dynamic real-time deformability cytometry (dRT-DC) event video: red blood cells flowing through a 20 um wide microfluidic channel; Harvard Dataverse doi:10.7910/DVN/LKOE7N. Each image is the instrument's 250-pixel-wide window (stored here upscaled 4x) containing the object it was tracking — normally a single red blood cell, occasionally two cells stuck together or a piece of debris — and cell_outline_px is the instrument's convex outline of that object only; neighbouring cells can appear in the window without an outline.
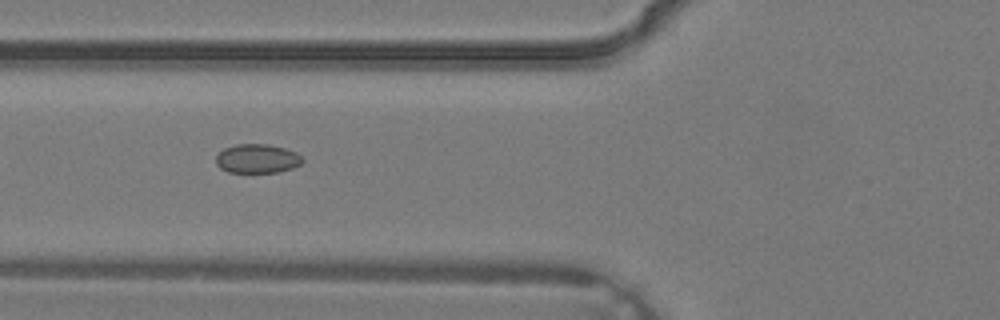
{"species": "common noctule bat (a hibernating species)", "species_latin": "Nyctalus noctula", "temperature_condition": "warm", "stored_images_in_passage": 3, "camera_frame_rate_fps": 3000, "um_per_image_px": 0.085, "animal": {"sex": "male", "body_mass_g": 19.2, "forearm_length_mm": 51.8}, "frame": {"image": 1, "passage_image": 3, "time_ms": 0.667, "image_size_px": [1000, 320], "cell_outline_px": [[304, 160], [300, 164], [292, 168], [276, 172], [228, 172], [220, 168], [216, 164], [216, 156], [224, 148], [236, 144], [268, 144], [284, 148], [296, 152]], "centroid_in_image_um": [21.85, 13.48], "position_along_channel_um": 104.0, "area_um2": 14.57}}